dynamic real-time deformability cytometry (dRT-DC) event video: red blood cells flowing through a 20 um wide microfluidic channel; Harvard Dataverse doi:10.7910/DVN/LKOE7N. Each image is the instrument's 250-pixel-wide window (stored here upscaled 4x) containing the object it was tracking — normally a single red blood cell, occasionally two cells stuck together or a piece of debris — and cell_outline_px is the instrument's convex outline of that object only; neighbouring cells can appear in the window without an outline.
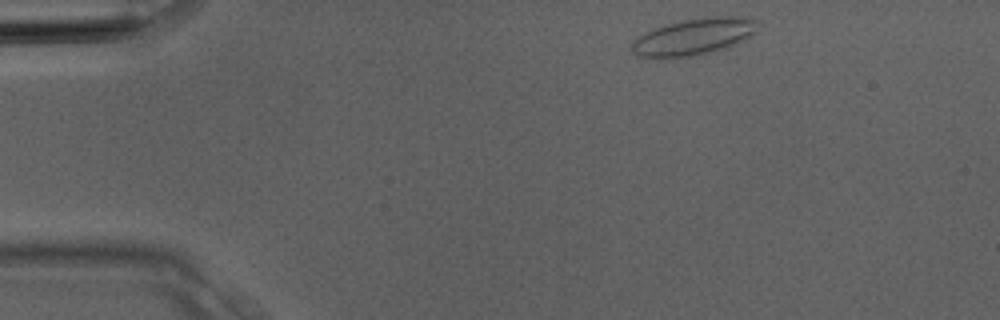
{"species": "Egyptian fruit bat (a non-hibernating species)", "species_latin": "Rousettus aegyptiacus", "temperature_condition": "room temperature", "stored_images_in_passage": 2, "camera_frame_rate_fps": 3000, "um_per_image_px": 0.085, "animal": {"sex": "male"}, "frame": {"image": 1, "passage_image": 1, "time_ms": 0.0, "image_size_px": [1000, 320], "cell_outline_px": [[760, 20], [756, 32], [744, 40], [728, 48], [696, 56], [660, 60], [636, 56], [632, 52], [632, 40], [644, 32], [680, 20], [716, 16], [732, 16]], "centroid_in_image_um": [58.95, 3.16], "position_along_channel_um": 26.1, "area_um2": 27.63}}